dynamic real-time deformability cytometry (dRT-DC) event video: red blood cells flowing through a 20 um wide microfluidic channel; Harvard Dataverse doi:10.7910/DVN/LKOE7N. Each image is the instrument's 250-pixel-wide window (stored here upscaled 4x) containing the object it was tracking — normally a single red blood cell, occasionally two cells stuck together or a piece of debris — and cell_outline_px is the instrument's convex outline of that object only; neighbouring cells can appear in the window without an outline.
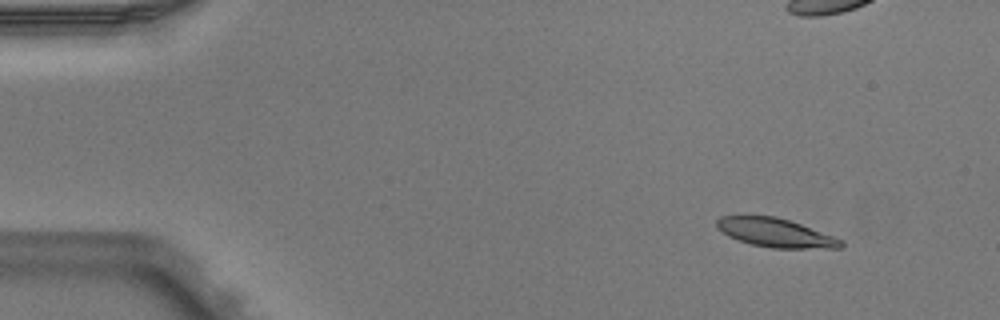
{"species": "Egyptian fruit bat (a non-hibernating species)", "species_latin": "Rousettus aegyptiacus", "temperature_condition": "warm", "stored_images_in_passage": 5, "camera_frame_rate_fps": 3000, "um_per_image_px": 0.085, "animal": {"sex": "male"}, "frame": {"image": 1, "passage_image": 1, "time_ms": 0.0, "image_size_px": [1000, 320], "cell_outline_px": [[844, 248], [772, 248], [752, 244], [728, 236], [716, 228], [716, 220], [720, 216], [776, 216], [800, 224], [844, 240]], "centroid_in_image_um": [65.92, 19.79], "position_along_channel_um": 19.1, "area_um2": 20.69}}
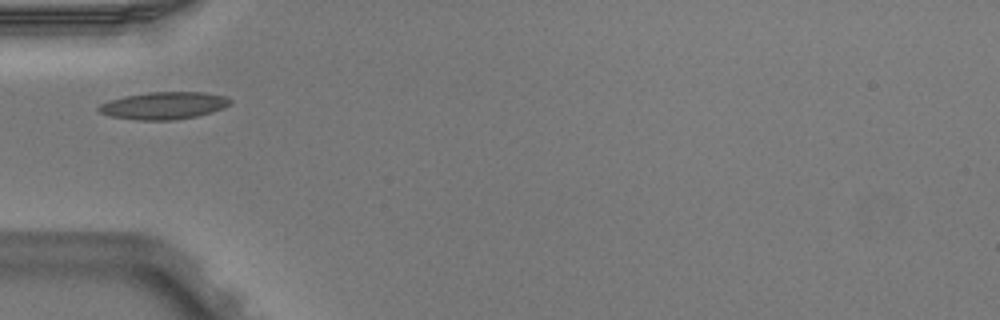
{"frame": {"image": 2, "passage_image": 4, "time_ms": 1.0, "image_size_px": [1000, 320], "cell_outline_px": [[232, 104], [224, 108], [212, 112], [196, 116], [176, 120], [136, 120], [112, 116], [100, 112], [96, 108], [100, 104], [108, 100], [124, 96], [148, 92], [204, 92], [224, 96], [232, 100]], "centroid_in_image_um": [13.94, 8.97], "position_along_channel_um": 71.1, "area_um2": 21.04}}